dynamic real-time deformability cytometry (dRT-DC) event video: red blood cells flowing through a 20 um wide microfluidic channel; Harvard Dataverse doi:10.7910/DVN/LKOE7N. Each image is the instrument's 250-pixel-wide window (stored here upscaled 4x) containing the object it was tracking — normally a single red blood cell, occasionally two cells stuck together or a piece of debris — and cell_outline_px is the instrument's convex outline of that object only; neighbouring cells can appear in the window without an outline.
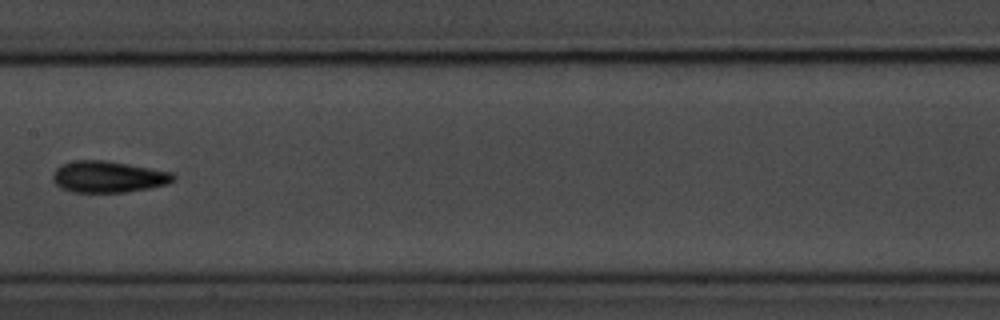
{"species": "common noctule bat (a hibernating species)", "species_latin": "Nyctalus noctula", "temperature_condition": "room temperature", "stored_images_in_passage": 15, "camera_frame_rate_fps": 3000, "um_per_image_px": 0.085, "animal": {"sex": "male", "body_mass_g": 20.1, "forearm_length_mm": 53.5}, "frame": {"image": 1, "passage_image": 7, "time_ms": 8.0, "image_size_px": [1000, 320], "cell_outline_px": [[176, 180], [168, 184], [148, 188], [124, 192], [72, 192], [56, 184], [52, 180], [52, 172], [60, 164], [76, 160], [104, 160], [128, 164], [172, 172], [176, 176]], "centroid_in_image_um": [9.19, 15.02], "position_along_channel_um": 198.2, "area_um2": 22.14}}
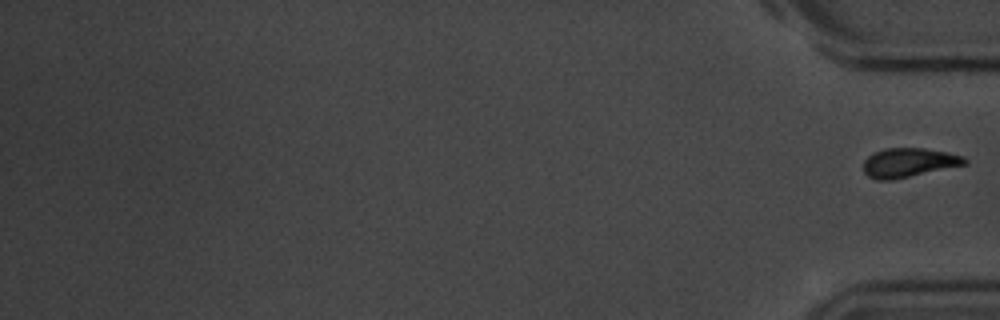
{"frame": {"image": 2, "passage_image": 15, "time_ms": 18.0, "image_size_px": [1000, 320], "cell_outline_px": [[968, 164], [892, 180], [876, 180], [868, 176], [864, 172], [864, 160], [868, 156], [884, 148], [924, 148], [948, 152], [964, 156], [968, 160]], "centroid_in_image_um": [77.27, 13.82], "position_along_channel_um": 357.9, "area_um2": 17.28}}